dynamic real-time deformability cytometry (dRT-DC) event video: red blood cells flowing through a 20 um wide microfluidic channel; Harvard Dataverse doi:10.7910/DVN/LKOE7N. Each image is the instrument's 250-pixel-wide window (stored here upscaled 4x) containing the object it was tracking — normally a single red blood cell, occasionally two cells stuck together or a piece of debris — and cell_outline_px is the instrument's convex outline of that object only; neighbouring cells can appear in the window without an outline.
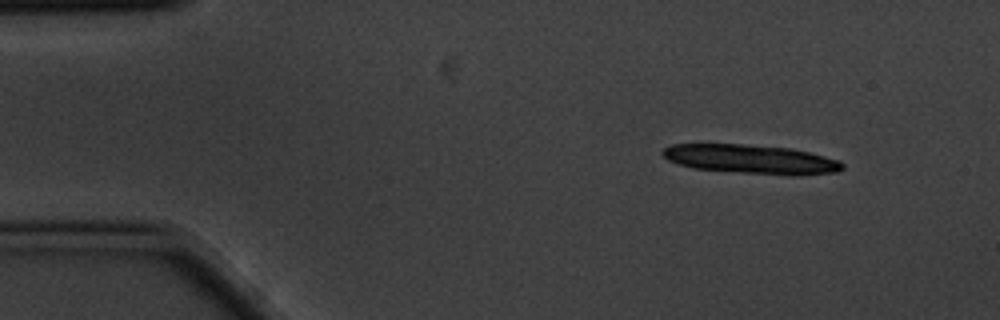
{"species": "common noctule bat (a hibernating species)", "species_latin": "Nyctalus noctula", "temperature_condition": "cold", "stored_images_in_passage": 4, "camera_frame_rate_fps": 3000, "um_per_image_px": 0.085, "animal": {"sex": "male", "body_mass_g": 20.1, "forearm_length_mm": 53.5}, "frame": {"image": 1, "passage_image": 1, "time_ms": 0.0, "image_size_px": [1000, 320], "cell_outline_px": [[844, 168], [840, 172], [800, 176], [792, 176], [692, 168], [668, 160], [660, 152], [664, 148], [672, 144], [744, 144], [792, 148], [840, 160], [844, 164]], "centroid_in_image_um": [63.91, 13.54], "position_along_channel_um": 21.1, "area_um2": 30.69}}